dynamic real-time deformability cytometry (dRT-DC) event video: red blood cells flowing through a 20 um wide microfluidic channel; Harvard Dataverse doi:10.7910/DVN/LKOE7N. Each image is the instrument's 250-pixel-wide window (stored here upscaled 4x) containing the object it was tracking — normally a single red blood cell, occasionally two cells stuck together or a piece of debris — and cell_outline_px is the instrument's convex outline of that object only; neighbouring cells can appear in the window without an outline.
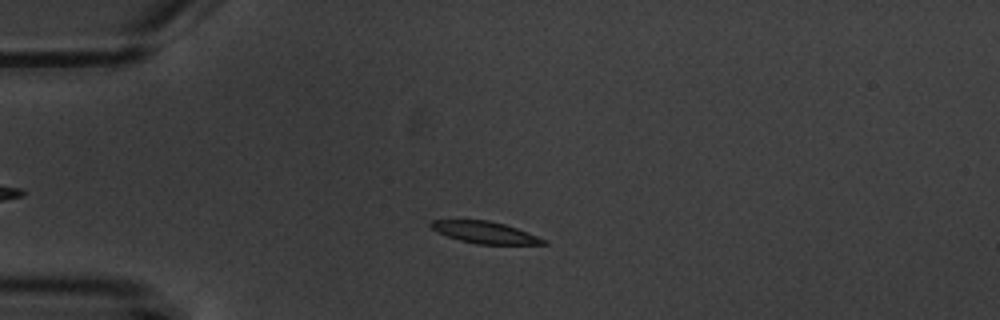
{"species": "common noctule bat (a hibernating species)", "species_latin": "Nyctalus noctula", "temperature_condition": "warm", "stored_images_in_passage": 4, "camera_frame_rate_fps": 3000, "um_per_image_px": 0.085, "animal": {"sex": "male", "body_mass_g": 20.1, "forearm_length_mm": 53.5}, "frame": {"image": 1, "passage_image": 3, "time_ms": 2.333, "image_size_px": [1000, 320], "cell_outline_px": [[548, 244], [476, 244], [460, 240], [448, 236], [432, 228], [428, 224], [432, 220], [488, 220], [504, 224], [528, 232], [548, 240]], "centroid_in_image_um": [41.26, 19.76], "position_along_channel_um": 43.7, "area_um2": 14.16}}